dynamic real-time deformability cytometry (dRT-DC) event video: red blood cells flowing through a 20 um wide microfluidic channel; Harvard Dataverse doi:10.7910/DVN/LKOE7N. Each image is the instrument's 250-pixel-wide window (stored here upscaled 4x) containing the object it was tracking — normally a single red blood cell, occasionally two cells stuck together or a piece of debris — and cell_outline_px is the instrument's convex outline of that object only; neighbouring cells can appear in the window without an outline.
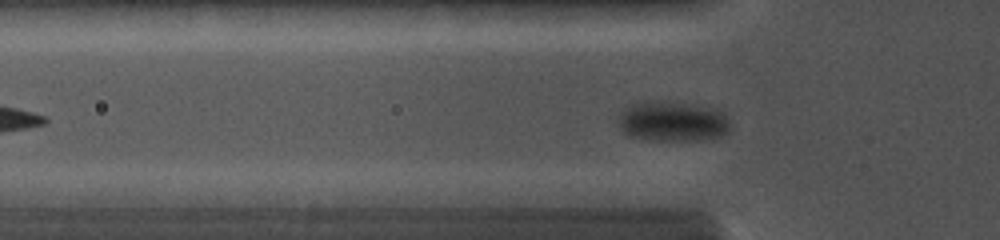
{"species": "common noctule bat (a hibernating species)", "species_latin": "Nyctalus noctula", "temperature_condition": "cold", "stored_images_in_passage": 62, "camera_frame_rate_fps": 5000, "um_per_image_px": 0.085, "animal": {"sex": "female", "body_mass_g": 19.0, "forearm_length_mm": 56.7}, "frame": {"image": 1, "passage_image": 2, "time_ms": 0.2, "image_size_px": [1000, 240], "cell_outline_px": [[728, 132], [720, 136], [700, 140], [648, 140], [628, 136], [624, 132], [620, 124], [620, 112], [624, 108], [640, 100], [668, 100], [696, 104], [712, 108], [720, 112], [728, 120]], "centroid_in_image_um": [57.12, 10.29], "position_along_channel_um": 68.7, "area_um2": 26.41}}
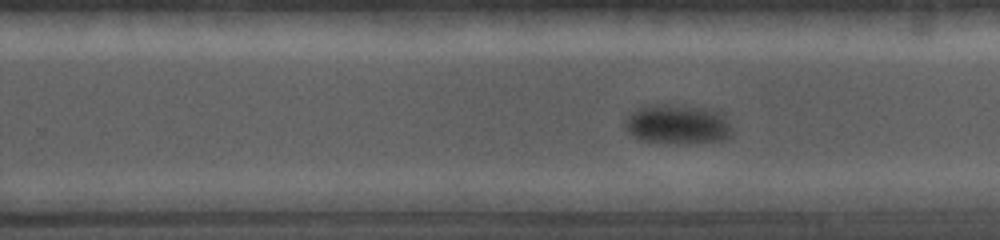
{"frame": {"image": 2, "passage_image": 31, "time_ms": 5.4, "image_size_px": [1000, 240], "cell_outline_px": [[732, 136], [724, 140], [688, 144], [664, 144], [640, 140], [628, 132], [624, 124], [624, 120], [632, 112], [648, 104], [672, 104], [704, 108], [720, 112], [724, 116], [732, 128]], "centroid_in_image_um": [57.59, 10.59], "position_along_channel_um": 272.2, "area_um2": 25.2}}
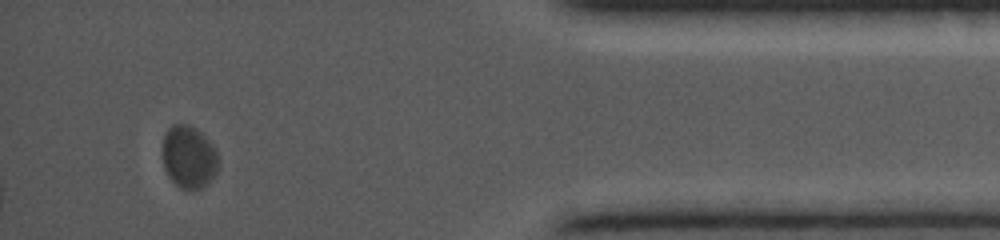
{"frame": {"image": 3, "passage_image": 57, "time_ms": 10.0, "image_size_px": [1000, 240], "cell_outline_px": [[220, 160], [216, 172], [208, 184], [200, 188], [180, 188], [168, 176], [164, 168], [164, 136], [168, 128], [172, 124], [188, 124], [196, 128], [216, 148]], "centroid_in_image_um": [16.08, 13.33], "position_along_channel_um": 419.1, "area_um2": 20.29}}